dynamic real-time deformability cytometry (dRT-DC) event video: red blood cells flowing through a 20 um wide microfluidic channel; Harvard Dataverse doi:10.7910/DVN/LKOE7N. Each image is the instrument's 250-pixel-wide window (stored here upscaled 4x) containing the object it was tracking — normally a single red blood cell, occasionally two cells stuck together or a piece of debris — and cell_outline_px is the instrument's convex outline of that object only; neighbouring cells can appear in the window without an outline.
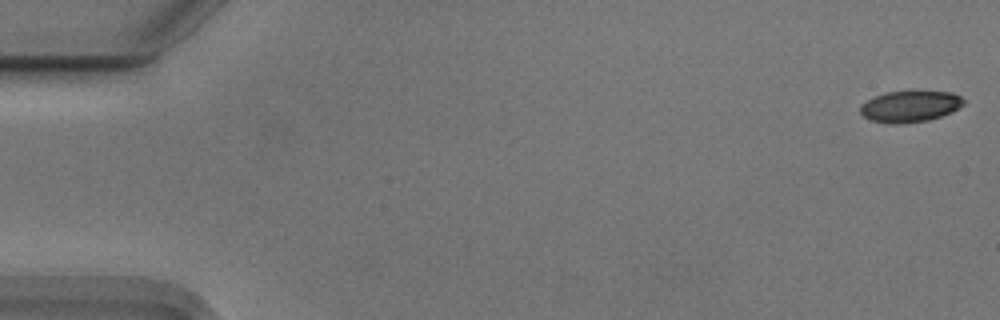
{"species": "Egyptian fruit bat (a non-hibernating species)", "species_latin": "Rousettus aegyptiacus", "temperature_condition": "cold", "stored_images_in_passage": 55, "camera_frame_rate_fps": 3000, "um_per_image_px": 0.085, "animal": {"sex": "male"}, "frame": {"image": 1, "passage_image": 1, "time_ms": 0.0, "image_size_px": [1000, 320], "cell_outline_px": [[964, 104], [952, 112], [928, 120], [904, 124], [892, 124], [868, 120], [860, 112], [860, 104], [884, 92], [952, 92], [960, 96], [964, 100]], "centroid_in_image_um": [77.33, 9.06], "position_along_channel_um": 7.7, "area_um2": 18.79}}
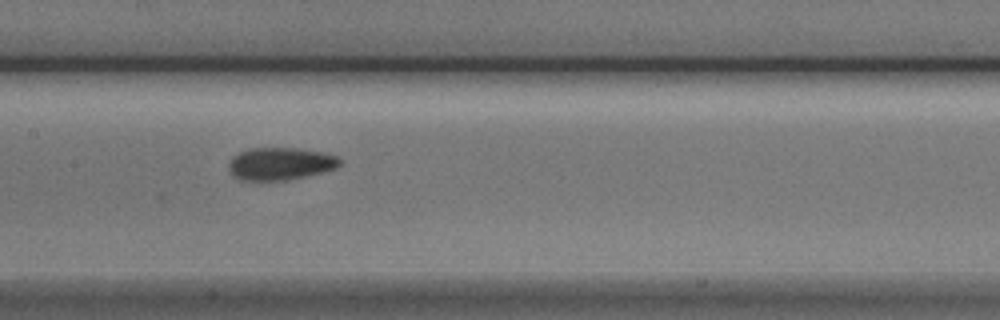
{"frame": {"image": 2, "passage_image": 27, "time_ms": 8.667, "image_size_px": [1000, 320], "cell_outline_px": [[340, 164], [336, 168], [324, 172], [288, 180], [236, 180], [232, 176], [228, 168], [228, 164], [232, 156], [248, 148], [296, 148], [324, 152], [336, 156], [340, 160]], "centroid_in_image_um": [23.79, 13.92], "position_along_channel_um": 183.6, "area_um2": 21.27}}
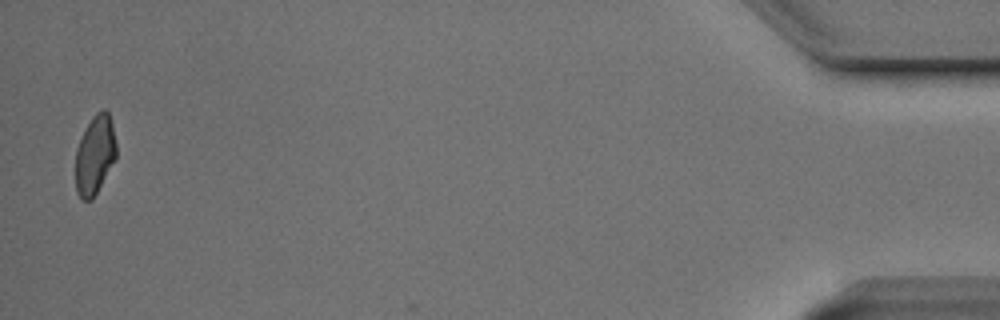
{"frame": {"image": 3, "passage_image": 54, "time_ms": 17.667, "image_size_px": [1000, 320], "cell_outline_px": [[116, 160], [92, 200], [80, 200], [76, 192], [76, 148], [92, 116], [96, 112], [104, 108], [108, 112], [112, 124], [116, 144]], "centroid_in_image_um": [8.07, 13.19], "position_along_channel_um": 427.1, "area_um2": 18.84}, "authors_computed_cell_mechanics": {"area_um2": 20.1722, "velocity_mm_per_s": 3.7336, "shape_relaxation_time_tau1_ms": 3.7628, "shape_relaxation_time_tau2_ms": 2.0881, "deformation_change_tau1": 0.1202, "deformation_change_tau2": 0.0656}}